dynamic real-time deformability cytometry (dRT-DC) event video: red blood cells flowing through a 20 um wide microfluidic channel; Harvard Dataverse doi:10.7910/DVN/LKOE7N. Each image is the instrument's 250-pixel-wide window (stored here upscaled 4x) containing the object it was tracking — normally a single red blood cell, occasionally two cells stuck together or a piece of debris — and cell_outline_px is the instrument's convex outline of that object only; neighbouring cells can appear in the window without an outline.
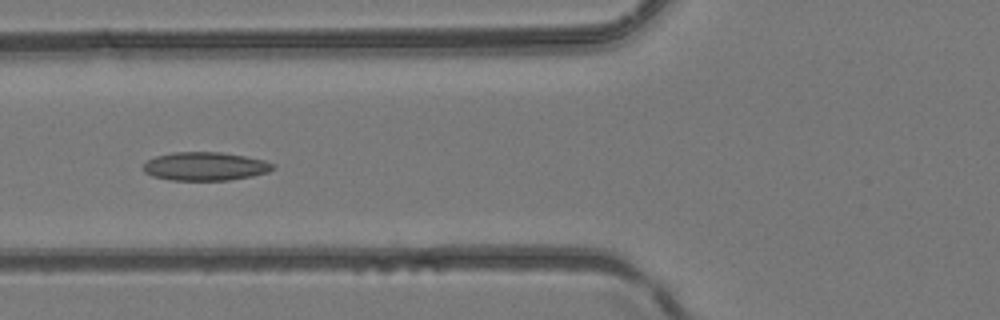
{"species": "common noctule bat (a hibernating species)", "species_latin": "Nyctalus noctula", "temperature_condition": "room temperature", "stored_images_in_passage": 5, "camera_frame_rate_fps": 3000, "um_per_image_px": 0.085, "animal": {"sex": "female", "body_mass_g": 24.6, "forearm_length_mm": 56.2}, "frame": {"image": 1, "passage_image": 5, "time_ms": 1.333, "image_size_px": [1000, 320], "cell_outline_px": [[276, 168], [268, 172], [252, 176], [228, 180], [172, 180], [152, 176], [144, 172], [144, 164], [148, 160], [156, 156], [172, 152], [220, 152], [244, 156], [264, 160], [276, 164]], "centroid_in_image_um": [17.47, 14.13], "position_along_channel_um": 108.3, "area_um2": 21.5}}